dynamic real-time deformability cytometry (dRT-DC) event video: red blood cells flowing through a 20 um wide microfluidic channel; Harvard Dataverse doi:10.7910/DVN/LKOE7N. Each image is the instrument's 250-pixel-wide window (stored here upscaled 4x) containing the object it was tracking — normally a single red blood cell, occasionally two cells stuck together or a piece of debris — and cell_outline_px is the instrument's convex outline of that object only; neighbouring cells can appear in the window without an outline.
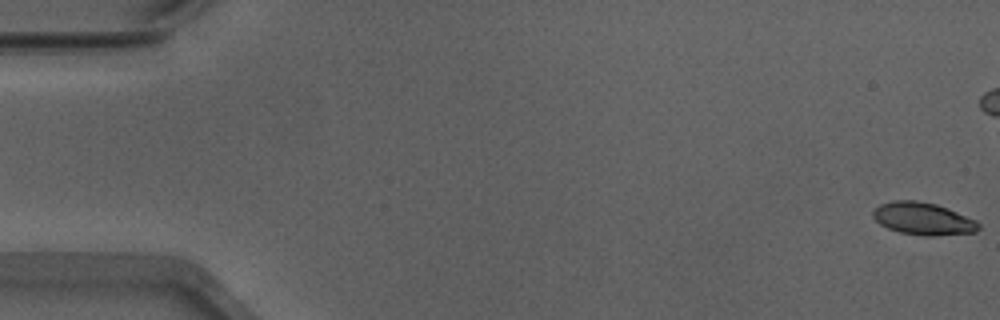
{"species": "Egyptian fruit bat (a non-hibernating species)", "species_latin": "Rousettus aegyptiacus", "temperature_condition": "warm", "stored_images_in_passage": 46, "camera_frame_rate_fps": 3000, "um_per_image_px": 0.085, "animal": {"sex": "male"}, "frame": {"image": 1, "passage_image": 1, "time_ms": 0.0, "image_size_px": [1000, 320], "cell_outline_px": [[980, 228], [976, 232], [932, 236], [924, 236], [900, 232], [888, 228], [880, 224], [872, 216], [872, 212], [880, 204], [892, 200], [916, 200], [936, 204], [948, 208], [976, 220], [980, 224]], "centroid_in_image_um": [78.47, 18.58], "position_along_channel_um": 6.5, "area_um2": 20.0}}
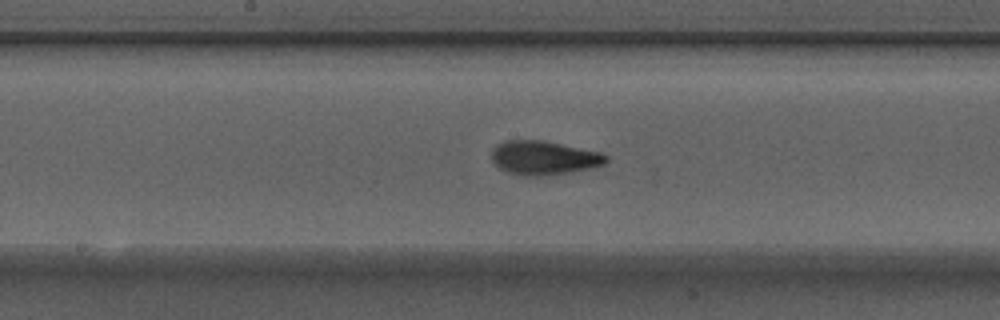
{"frame": {"image": 2, "passage_image": 28, "time_ms": 9.0, "image_size_px": [1000, 320], "cell_outline_px": [[608, 160], [604, 164], [592, 168], [572, 172], [540, 176], [524, 176], [508, 172], [500, 168], [492, 160], [492, 148], [496, 144], [504, 140], [540, 140], [600, 152], [608, 156]], "centroid_in_image_um": [46.21, 13.42], "position_along_channel_um": 202.0, "area_um2": 22.6}}
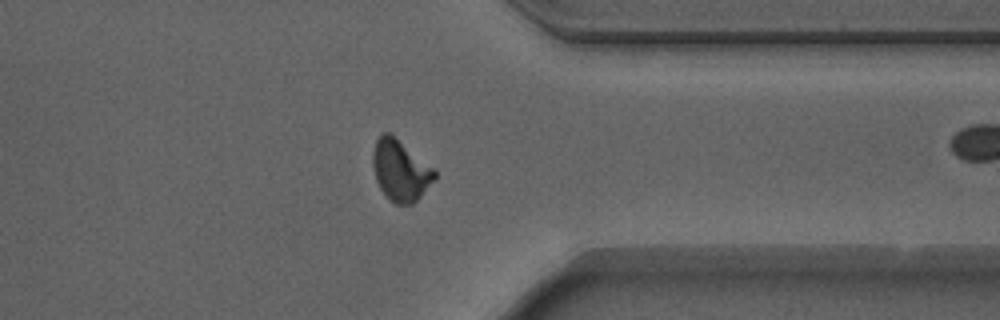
{"frame": {"image": 3, "passage_image": 42, "time_ms": 13.667, "image_size_px": [1000, 320], "cell_outline_px": [[436, 180], [412, 204], [396, 204], [380, 188], [376, 180], [372, 164], [372, 152], [376, 140], [384, 132], [388, 132], [436, 168]], "centroid_in_image_um": [34.06, 14.47], "position_along_channel_um": 377.3, "area_um2": 21.91}}